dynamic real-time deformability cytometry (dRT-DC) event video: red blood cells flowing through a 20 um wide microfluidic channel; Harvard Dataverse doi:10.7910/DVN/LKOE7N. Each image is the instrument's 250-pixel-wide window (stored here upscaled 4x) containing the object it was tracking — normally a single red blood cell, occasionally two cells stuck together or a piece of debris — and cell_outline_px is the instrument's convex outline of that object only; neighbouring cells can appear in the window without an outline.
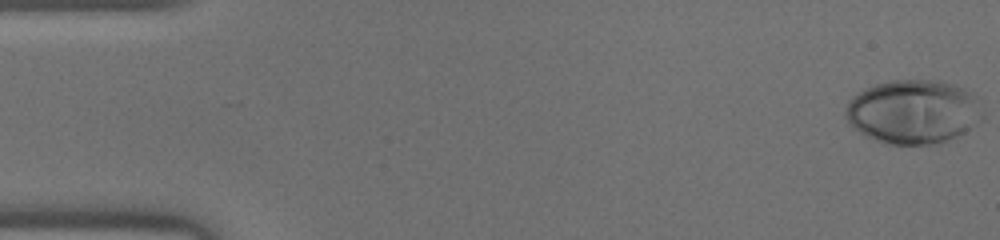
{"species": "human", "species_latin": "Homo sapiens", "temperature_condition": "warm", "stored_images_in_passage": 46, "camera_frame_rate_fps": 3000, "um_per_image_px": 0.085, "donor": {"sex": "male"}, "frame": {"image": 1, "passage_image": 1, "time_ms": 0.0, "image_size_px": [1000, 240], "cell_outline_px": [[984, 120], [964, 132], [948, 140], [936, 144], [884, 144], [864, 136], [848, 124], [844, 116], [844, 112], [848, 100], [852, 96], [864, 88], [876, 84], [892, 80], [940, 80], [956, 84], [980, 96], [984, 112]], "centroid_in_image_um": [77.66, 9.49], "position_along_channel_um": 7.3, "area_um2": 52.42}}
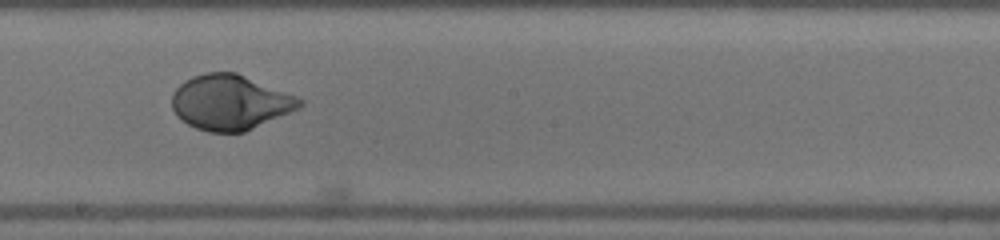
{"frame": {"image": 2, "passage_image": 26, "time_ms": 8.333, "image_size_px": [1000, 240], "cell_outline_px": [[304, 104], [300, 108], [244, 132], [208, 132], [196, 128], [188, 124], [176, 116], [172, 108], [172, 92], [184, 80], [192, 76], [204, 72], [236, 72], [296, 96], [304, 100]], "centroid_in_image_um": [19.54, 8.69], "position_along_channel_um": 228.7, "area_um2": 41.04}}
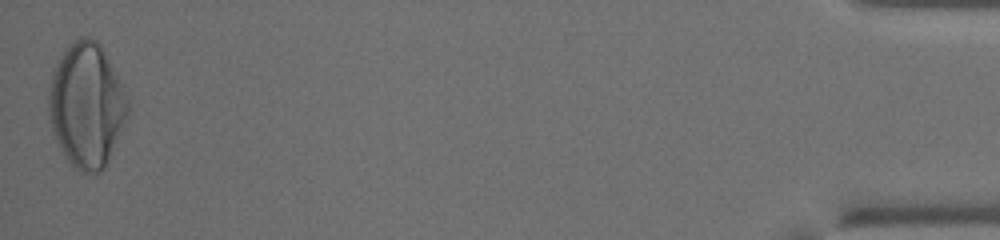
{"frame": {"image": 3, "passage_image": 46, "time_ms": 15.0, "image_size_px": [1000, 240], "cell_outline_px": [[128, 112], [104, 168], [100, 172], [88, 176], [80, 172], [64, 156], [52, 132], [48, 116], [48, 88], [52, 72], [64, 48], [72, 40], [84, 36], [88, 36], [96, 40], [100, 44], [124, 88], [128, 100]], "centroid_in_image_um": [7.31, 8.93], "position_along_channel_um": 427.9, "area_um2": 57.4}}